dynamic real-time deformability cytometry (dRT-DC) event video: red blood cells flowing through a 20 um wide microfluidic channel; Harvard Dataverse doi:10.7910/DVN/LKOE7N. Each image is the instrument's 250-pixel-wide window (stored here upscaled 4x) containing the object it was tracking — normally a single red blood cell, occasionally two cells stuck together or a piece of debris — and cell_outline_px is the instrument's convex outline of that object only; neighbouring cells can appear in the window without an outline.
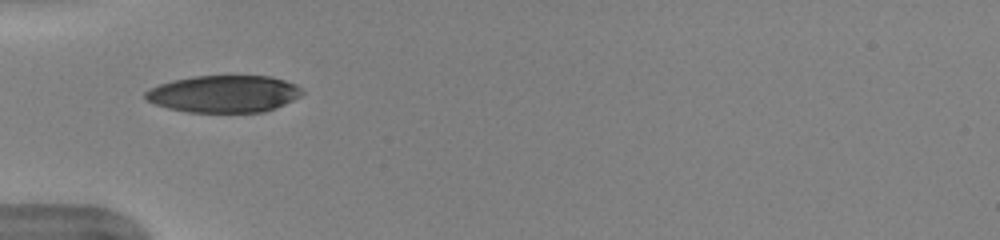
{"species": "human", "species_latin": "Homo sapiens", "temperature_condition": "warm", "stored_images_in_passage": 16, "camera_frame_rate_fps": 3000, "um_per_image_px": 0.085, "donor": {"sex": "female"}, "frame": {"image": 1, "passage_image": 1, "time_ms": 0.0, "image_size_px": [1000, 240], "cell_outline_px": [[304, 92], [300, 96], [276, 108], [264, 112], [188, 112], [168, 108], [144, 100], [144, 92], [148, 88], [172, 80], [192, 76], [272, 76], [296, 84]], "centroid_in_image_um": [19.01, 7.98], "position_along_channel_um": 66.0, "area_um2": 34.04}}